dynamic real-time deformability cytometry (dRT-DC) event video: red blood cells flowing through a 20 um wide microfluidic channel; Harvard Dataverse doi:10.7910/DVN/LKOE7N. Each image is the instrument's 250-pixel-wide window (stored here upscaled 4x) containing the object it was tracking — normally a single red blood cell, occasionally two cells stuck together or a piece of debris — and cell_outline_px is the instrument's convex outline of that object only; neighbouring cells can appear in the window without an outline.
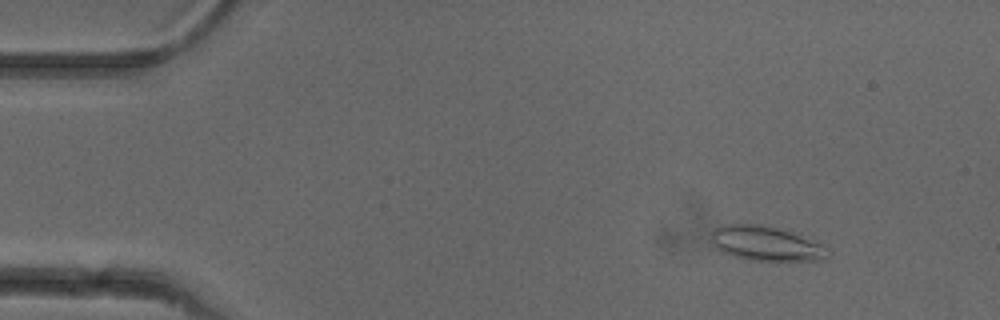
{"species": "common noctule bat (a hibernating species)", "species_latin": "Nyctalus noctula", "temperature_condition": "cold", "stored_images_in_passage": 52, "camera_frame_rate_fps": 3000, "um_per_image_px": 0.085, "animal": {"sex": "female"}, "frame": {"image": 1, "passage_image": 6, "time_ms": 1.667, "image_size_px": [1000, 320], "cell_outline_px": [[832, 252], [828, 256], [820, 260], [748, 260], [732, 256], [716, 248], [708, 240], [712, 232], [716, 228], [724, 224], [760, 224], [800, 232], [824, 244]], "centroid_in_image_um": [65.17, 20.68], "position_along_channel_um": 19.8, "area_um2": 24.28}}
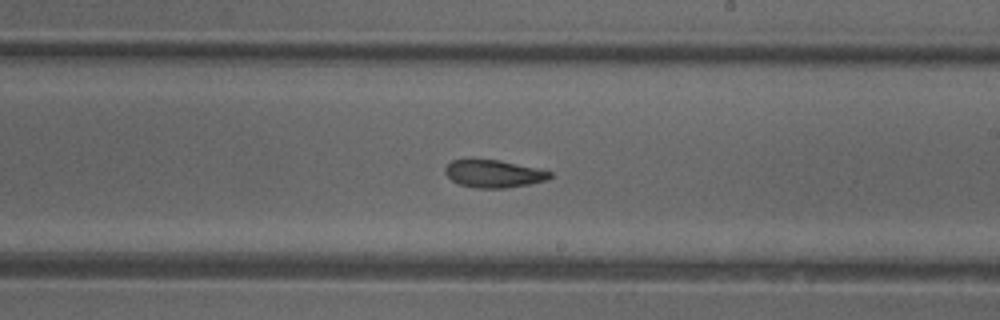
{"frame": {"image": 2, "passage_image": 30, "time_ms": 9.667, "image_size_px": [1000, 320], "cell_outline_px": [[552, 176], [548, 180], [528, 184], [504, 188], [476, 188], [460, 184], [452, 180], [444, 172], [444, 168], [452, 160], [500, 160], [536, 168], [552, 172]], "centroid_in_image_um": [41.97, 14.77], "position_along_channel_um": 247.0, "area_um2": 16.65}}
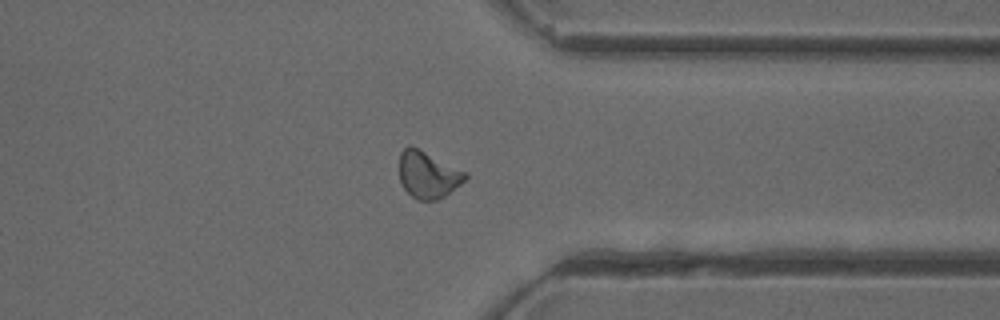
{"frame": {"image": 3, "passage_image": 40, "time_ms": 13.0, "image_size_px": [1000, 320], "cell_outline_px": [[468, 176], [460, 184], [444, 196], [436, 200], [416, 200], [404, 188], [400, 180], [400, 152], [408, 144], [464, 172]], "centroid_in_image_um": [36.33, 14.87], "position_along_channel_um": 375.1, "area_um2": 17.34}, "authors_computed_cell_mechanics": {"area_um2": 18.207, "velocity_mm_per_s": 3.9713, "shape_relaxation_time_tau1_ms": null, "shape_relaxation_time_tau2_ms": 3.427, "deformation_change_tau1": null, "deformation_change_tau2": 0.1068}}